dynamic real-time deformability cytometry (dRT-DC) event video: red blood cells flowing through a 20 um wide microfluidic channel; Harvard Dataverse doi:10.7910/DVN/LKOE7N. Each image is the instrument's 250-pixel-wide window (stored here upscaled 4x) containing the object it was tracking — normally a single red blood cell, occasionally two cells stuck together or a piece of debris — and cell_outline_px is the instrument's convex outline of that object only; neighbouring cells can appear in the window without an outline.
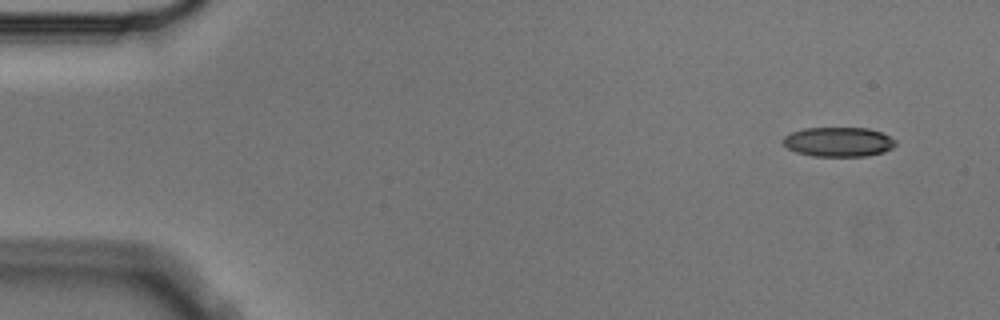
{"species": "Egyptian fruit bat (a non-hibernating species)", "species_latin": "Rousettus aegyptiacus", "temperature_condition": "cold", "stored_images_in_passage": 5, "camera_frame_rate_fps": 3000, "um_per_image_px": 0.085, "animal": {"sex": "male"}, "frame": {"image": 1, "passage_image": 1, "time_ms": 0.0, "image_size_px": [1000, 320], "cell_outline_px": [[896, 144], [892, 148], [884, 152], [864, 156], [812, 156], [796, 152], [788, 148], [780, 140], [784, 136], [792, 132], [804, 128], [868, 128], [880, 132], [896, 140]], "centroid_in_image_um": [71.25, 12.06], "position_along_channel_um": 13.8, "area_um2": 19.36}}
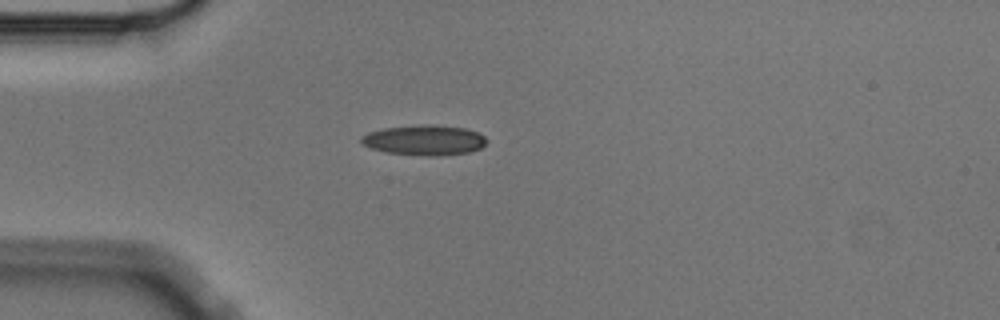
{"frame": {"image": 2, "passage_image": 4, "time_ms": 1.0, "image_size_px": [1000, 320], "cell_outline_px": [[488, 140], [480, 148], [468, 152], [440, 156], [428, 156], [384, 152], [372, 148], [364, 144], [360, 140], [360, 136], [368, 132], [384, 128], [464, 128], [476, 132], [484, 136]], "centroid_in_image_um": [36.05, 11.98], "position_along_channel_um": 48.9, "area_um2": 20.75}}